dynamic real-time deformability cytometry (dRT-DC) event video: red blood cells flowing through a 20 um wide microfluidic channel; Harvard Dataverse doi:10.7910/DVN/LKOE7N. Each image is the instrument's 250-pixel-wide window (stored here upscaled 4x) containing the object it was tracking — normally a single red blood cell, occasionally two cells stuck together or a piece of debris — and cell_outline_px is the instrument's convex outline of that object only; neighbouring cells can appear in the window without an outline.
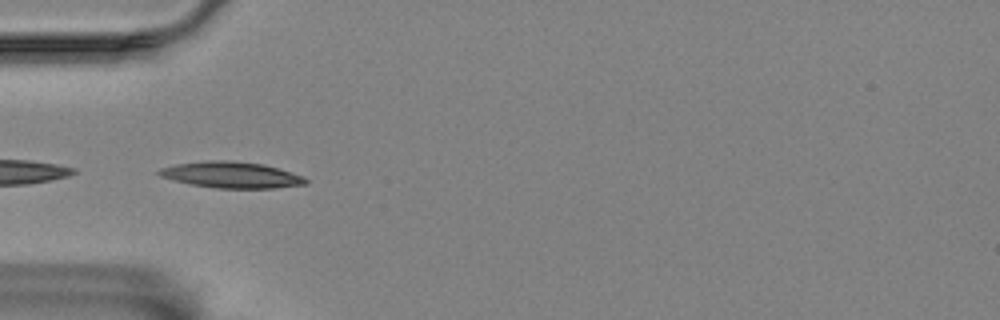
{"species": "Egyptian fruit bat (a non-hibernating species)", "species_latin": "Rousettus aegyptiacus", "temperature_condition": "room temperature", "stored_images_in_passage": 19, "camera_frame_rate_fps": 3000, "um_per_image_px": 0.085, "animal": {"sex": "female"}, "frame": {"image": 1, "passage_image": 1, "time_ms": 0.0, "image_size_px": [1000, 320], "cell_outline_px": [[308, 184], [276, 188], [216, 188], [188, 184], [172, 180], [160, 176], [156, 172], [160, 168], [176, 164], [208, 160], [228, 160], [264, 164], [304, 176], [308, 180]], "centroid_in_image_um": [19.66, 14.87], "position_along_channel_um": 65.3, "area_um2": 22.54}}
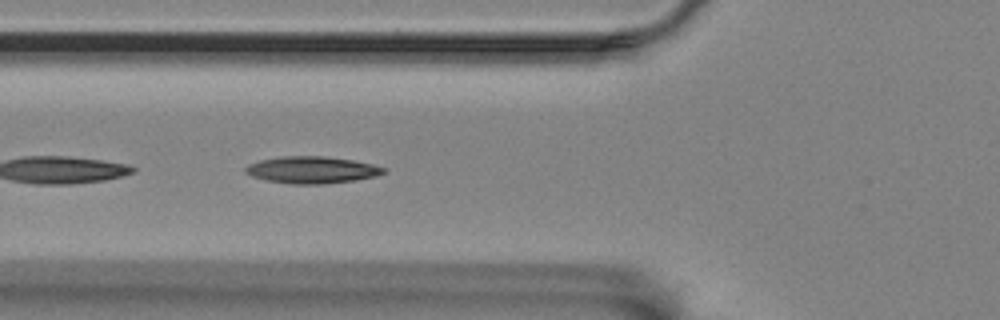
{"frame": {"image": 2, "passage_image": 4, "time_ms": 1.0, "image_size_px": [1000, 320], "cell_outline_px": [[388, 172], [376, 176], [356, 180], [324, 184], [292, 184], [268, 180], [252, 176], [244, 172], [244, 168], [248, 164], [260, 160], [280, 156], [324, 156], [352, 160], [372, 164], [388, 168]], "centroid_in_image_um": [26.54, 14.44], "position_along_channel_um": 99.3, "area_um2": 21.79}}